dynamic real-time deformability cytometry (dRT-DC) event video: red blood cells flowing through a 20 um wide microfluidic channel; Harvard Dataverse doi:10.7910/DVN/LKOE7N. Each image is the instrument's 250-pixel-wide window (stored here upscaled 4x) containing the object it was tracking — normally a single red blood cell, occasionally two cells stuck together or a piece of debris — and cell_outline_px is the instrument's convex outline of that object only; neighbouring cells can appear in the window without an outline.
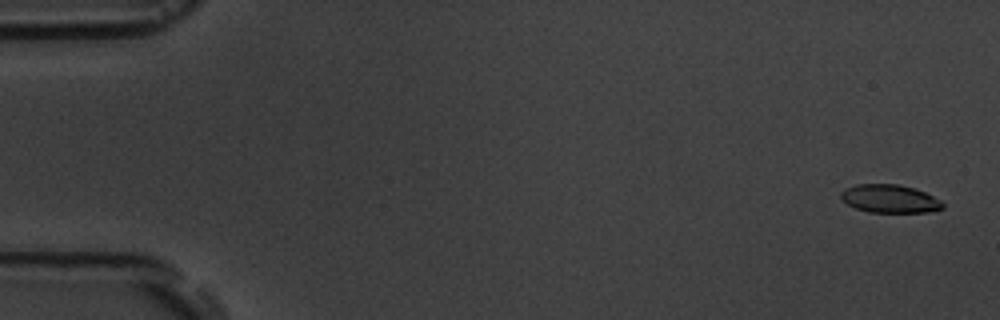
{"species": "common noctule bat (a hibernating species)", "species_latin": "Nyctalus noctula", "temperature_condition": "room temperature", "stored_images_in_passage": 5, "camera_frame_rate_fps": 3000, "um_per_image_px": 0.085, "animal": {"sex": "male", "body_mass_g": 19.5, "forearm_length_mm": 54.6}, "frame": {"image": 1, "passage_image": 1, "time_ms": 0.0, "image_size_px": [1000, 320], "cell_outline_px": [[944, 208], [928, 212], [868, 212], [856, 208], [848, 204], [840, 196], [840, 192], [844, 188], [856, 184], [896, 184], [912, 188], [924, 192], [940, 200], [944, 204]], "centroid_in_image_um": [75.61, 16.89], "position_along_channel_um": 9.4, "area_um2": 16.59}}
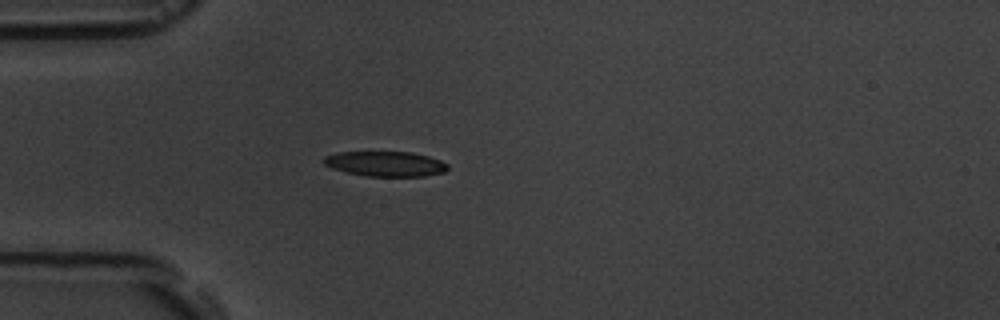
{"frame": {"image": 2, "passage_image": 5, "time_ms": 4.667, "image_size_px": [1000, 320], "cell_outline_px": [[448, 168], [444, 172], [424, 176], [368, 176], [344, 172], [332, 168], [324, 164], [320, 160], [324, 156], [336, 152], [412, 152], [428, 156], [440, 160], [448, 164]], "centroid_in_image_um": [32.72, 13.92], "position_along_channel_um": 52.3, "area_um2": 18.21}}